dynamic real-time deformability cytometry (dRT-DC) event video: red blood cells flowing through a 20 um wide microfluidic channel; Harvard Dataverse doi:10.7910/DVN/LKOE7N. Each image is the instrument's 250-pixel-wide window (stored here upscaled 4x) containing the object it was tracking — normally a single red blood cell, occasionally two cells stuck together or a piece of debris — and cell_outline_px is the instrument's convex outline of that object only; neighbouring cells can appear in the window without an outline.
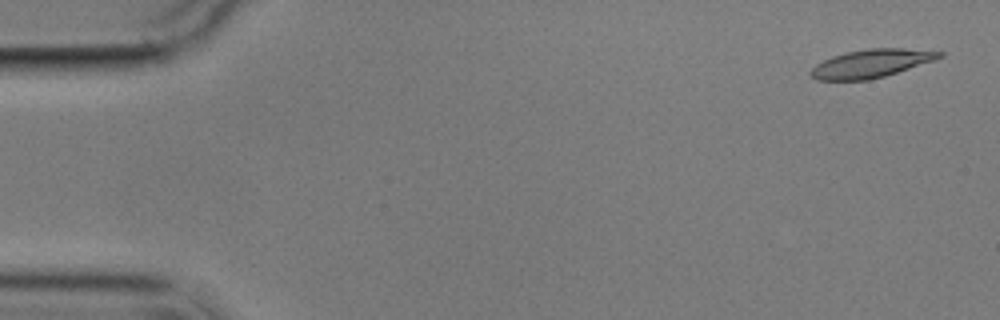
{"species": "common noctule bat (a hibernating species)", "species_latin": "Nyctalus noctula", "temperature_condition": "cold", "stored_images_in_passage": 5, "camera_frame_rate_fps": 3000, "um_per_image_px": 0.085, "animal": {"sex": "male", "body_mass_g": 17.9}, "frame": {"image": 1, "passage_image": 1, "time_ms": 0.0, "image_size_px": [1000, 320], "cell_outline_px": [[944, 56], [884, 76], [868, 80], [816, 80], [808, 72], [816, 64], [832, 56], [848, 52], [868, 48], [904, 48], [944, 52]], "centroid_in_image_um": [74.0, 5.39], "position_along_channel_um": 11.0, "area_um2": 20.81}}
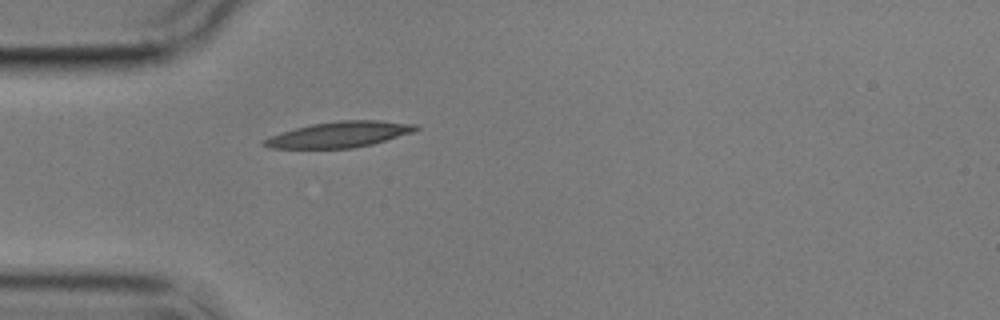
{"frame": {"image": 2, "passage_image": 5, "time_ms": 4.667, "image_size_px": [1000, 320], "cell_outline_px": [[420, 128], [412, 132], [372, 144], [352, 148], [268, 148], [260, 144], [260, 140], [268, 136], [280, 132], [312, 124], [340, 120], [376, 120], [416, 124]], "centroid_in_image_um": [28.77, 11.43], "position_along_channel_um": 56.2, "area_um2": 22.77}}